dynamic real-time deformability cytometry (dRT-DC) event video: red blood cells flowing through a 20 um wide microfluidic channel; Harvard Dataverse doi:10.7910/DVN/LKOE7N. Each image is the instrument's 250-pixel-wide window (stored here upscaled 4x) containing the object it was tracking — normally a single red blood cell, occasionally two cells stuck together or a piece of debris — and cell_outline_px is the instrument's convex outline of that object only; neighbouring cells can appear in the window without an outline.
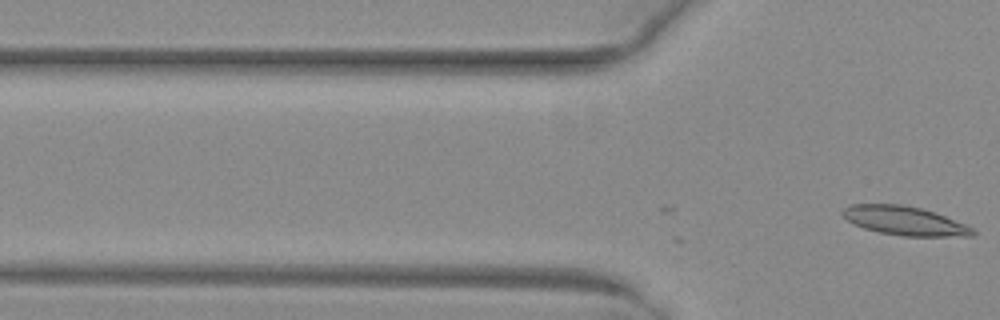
{"species": "common noctule bat (a hibernating species)", "species_latin": "Nyctalus noctula", "temperature_condition": "warm", "stored_images_in_passage": 2, "camera_frame_rate_fps": 3000, "um_per_image_px": 0.085, "animal": {"sex": "female", "body_mass_g": 29.2, "forearm_length_mm": 56.3}, "frame": {"image": 1, "passage_image": 2, "time_ms": 0.333, "image_size_px": [1000, 320], "cell_outline_px": [[976, 232], [972, 236], [900, 236], [880, 232], [864, 228], [852, 224], [840, 216], [840, 212], [844, 208], [852, 204], [904, 204], [920, 208], [944, 216], [976, 228]], "centroid_in_image_um": [76.85, 18.76], "position_along_channel_um": 48.9, "area_um2": 22.08}}